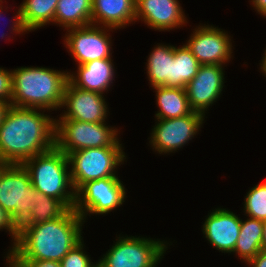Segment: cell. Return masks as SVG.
<instances>
[{
    "mask_svg": "<svg viewBox=\"0 0 266 267\" xmlns=\"http://www.w3.org/2000/svg\"><path fill=\"white\" fill-rule=\"evenodd\" d=\"M39 110L11 105L7 111L0 125V158L7 164L22 165L55 146V119Z\"/></svg>",
    "mask_w": 266,
    "mask_h": 267,
    "instance_id": "1",
    "label": "cell"
},
{
    "mask_svg": "<svg viewBox=\"0 0 266 267\" xmlns=\"http://www.w3.org/2000/svg\"><path fill=\"white\" fill-rule=\"evenodd\" d=\"M83 222L85 220L72 208L59 218L37 225H21L17 241L8 253L12 260L60 262L83 239Z\"/></svg>",
    "mask_w": 266,
    "mask_h": 267,
    "instance_id": "2",
    "label": "cell"
},
{
    "mask_svg": "<svg viewBox=\"0 0 266 267\" xmlns=\"http://www.w3.org/2000/svg\"><path fill=\"white\" fill-rule=\"evenodd\" d=\"M69 72L45 67L12 70V99L15 107L57 110L62 107Z\"/></svg>",
    "mask_w": 266,
    "mask_h": 267,
    "instance_id": "3",
    "label": "cell"
},
{
    "mask_svg": "<svg viewBox=\"0 0 266 267\" xmlns=\"http://www.w3.org/2000/svg\"><path fill=\"white\" fill-rule=\"evenodd\" d=\"M22 165L28 171L36 191L62 201L69 209L74 208L76 191L68 171V158L64 152L54 146L29 158Z\"/></svg>",
    "mask_w": 266,
    "mask_h": 267,
    "instance_id": "4",
    "label": "cell"
},
{
    "mask_svg": "<svg viewBox=\"0 0 266 267\" xmlns=\"http://www.w3.org/2000/svg\"><path fill=\"white\" fill-rule=\"evenodd\" d=\"M67 158L71 181L77 191L88 181L118 177L115 169L124 162L126 156L118 141L114 146L74 151L67 154Z\"/></svg>",
    "mask_w": 266,
    "mask_h": 267,
    "instance_id": "5",
    "label": "cell"
},
{
    "mask_svg": "<svg viewBox=\"0 0 266 267\" xmlns=\"http://www.w3.org/2000/svg\"><path fill=\"white\" fill-rule=\"evenodd\" d=\"M36 190L21 164H7L0 172V206L19 228L35 208Z\"/></svg>",
    "mask_w": 266,
    "mask_h": 267,
    "instance_id": "6",
    "label": "cell"
},
{
    "mask_svg": "<svg viewBox=\"0 0 266 267\" xmlns=\"http://www.w3.org/2000/svg\"><path fill=\"white\" fill-rule=\"evenodd\" d=\"M118 129L105 122L91 123L55 118V146L66 155L86 148L114 146Z\"/></svg>",
    "mask_w": 266,
    "mask_h": 267,
    "instance_id": "7",
    "label": "cell"
},
{
    "mask_svg": "<svg viewBox=\"0 0 266 267\" xmlns=\"http://www.w3.org/2000/svg\"><path fill=\"white\" fill-rule=\"evenodd\" d=\"M167 241L146 237L120 236L98 261V267H157L163 258Z\"/></svg>",
    "mask_w": 266,
    "mask_h": 267,
    "instance_id": "8",
    "label": "cell"
},
{
    "mask_svg": "<svg viewBox=\"0 0 266 267\" xmlns=\"http://www.w3.org/2000/svg\"><path fill=\"white\" fill-rule=\"evenodd\" d=\"M118 177L88 181L76 191L74 209L86 219L88 213L108 214L123 205L126 191Z\"/></svg>",
    "mask_w": 266,
    "mask_h": 267,
    "instance_id": "9",
    "label": "cell"
},
{
    "mask_svg": "<svg viewBox=\"0 0 266 267\" xmlns=\"http://www.w3.org/2000/svg\"><path fill=\"white\" fill-rule=\"evenodd\" d=\"M204 117V114L193 111L183 117L157 119L149 143L159 154L175 152L199 132L204 123Z\"/></svg>",
    "mask_w": 266,
    "mask_h": 267,
    "instance_id": "10",
    "label": "cell"
},
{
    "mask_svg": "<svg viewBox=\"0 0 266 267\" xmlns=\"http://www.w3.org/2000/svg\"><path fill=\"white\" fill-rule=\"evenodd\" d=\"M110 29L113 30L110 27H100L93 24L69 28L66 29L68 33L65 34L64 44L78 65L96 59L111 58L112 42L110 34L107 33Z\"/></svg>",
    "mask_w": 266,
    "mask_h": 267,
    "instance_id": "11",
    "label": "cell"
},
{
    "mask_svg": "<svg viewBox=\"0 0 266 267\" xmlns=\"http://www.w3.org/2000/svg\"><path fill=\"white\" fill-rule=\"evenodd\" d=\"M218 27L202 25L194 29L185 43L201 65L224 66L232 56V42L228 33Z\"/></svg>",
    "mask_w": 266,
    "mask_h": 267,
    "instance_id": "12",
    "label": "cell"
},
{
    "mask_svg": "<svg viewBox=\"0 0 266 267\" xmlns=\"http://www.w3.org/2000/svg\"><path fill=\"white\" fill-rule=\"evenodd\" d=\"M107 106L104 95L81 90L68 81L62 103V108L66 107L67 111L64 110L59 119H73L91 123L106 122Z\"/></svg>",
    "mask_w": 266,
    "mask_h": 267,
    "instance_id": "13",
    "label": "cell"
},
{
    "mask_svg": "<svg viewBox=\"0 0 266 267\" xmlns=\"http://www.w3.org/2000/svg\"><path fill=\"white\" fill-rule=\"evenodd\" d=\"M223 70L221 65H200L197 74L185 88L193 111L205 115L209 106L217 101L224 87Z\"/></svg>",
    "mask_w": 266,
    "mask_h": 267,
    "instance_id": "14",
    "label": "cell"
},
{
    "mask_svg": "<svg viewBox=\"0 0 266 267\" xmlns=\"http://www.w3.org/2000/svg\"><path fill=\"white\" fill-rule=\"evenodd\" d=\"M140 19L159 31H170L187 22L178 0H136L135 22Z\"/></svg>",
    "mask_w": 266,
    "mask_h": 267,
    "instance_id": "15",
    "label": "cell"
},
{
    "mask_svg": "<svg viewBox=\"0 0 266 267\" xmlns=\"http://www.w3.org/2000/svg\"><path fill=\"white\" fill-rule=\"evenodd\" d=\"M241 221L233 212L217 208L208 214L202 232L214 248L222 253H231L240 233Z\"/></svg>",
    "mask_w": 266,
    "mask_h": 267,
    "instance_id": "16",
    "label": "cell"
},
{
    "mask_svg": "<svg viewBox=\"0 0 266 267\" xmlns=\"http://www.w3.org/2000/svg\"><path fill=\"white\" fill-rule=\"evenodd\" d=\"M114 64L111 58L96 59L85 64L78 65L77 73H70L68 81L75 87L104 94L110 88L114 80Z\"/></svg>",
    "mask_w": 266,
    "mask_h": 267,
    "instance_id": "17",
    "label": "cell"
},
{
    "mask_svg": "<svg viewBox=\"0 0 266 267\" xmlns=\"http://www.w3.org/2000/svg\"><path fill=\"white\" fill-rule=\"evenodd\" d=\"M59 0H23L10 29L15 33L34 31L50 22L54 23Z\"/></svg>",
    "mask_w": 266,
    "mask_h": 267,
    "instance_id": "18",
    "label": "cell"
},
{
    "mask_svg": "<svg viewBox=\"0 0 266 267\" xmlns=\"http://www.w3.org/2000/svg\"><path fill=\"white\" fill-rule=\"evenodd\" d=\"M136 0H93L91 24L113 29L135 22Z\"/></svg>",
    "mask_w": 266,
    "mask_h": 267,
    "instance_id": "19",
    "label": "cell"
},
{
    "mask_svg": "<svg viewBox=\"0 0 266 267\" xmlns=\"http://www.w3.org/2000/svg\"><path fill=\"white\" fill-rule=\"evenodd\" d=\"M153 89H155L156 104L159 107L155 114L156 119H173L193 112L186 89L164 86H156Z\"/></svg>",
    "mask_w": 266,
    "mask_h": 267,
    "instance_id": "20",
    "label": "cell"
},
{
    "mask_svg": "<svg viewBox=\"0 0 266 267\" xmlns=\"http://www.w3.org/2000/svg\"><path fill=\"white\" fill-rule=\"evenodd\" d=\"M174 46L158 44L147 60V76L151 87H172V60Z\"/></svg>",
    "mask_w": 266,
    "mask_h": 267,
    "instance_id": "21",
    "label": "cell"
},
{
    "mask_svg": "<svg viewBox=\"0 0 266 267\" xmlns=\"http://www.w3.org/2000/svg\"><path fill=\"white\" fill-rule=\"evenodd\" d=\"M93 0H59L54 24L69 29L91 24Z\"/></svg>",
    "mask_w": 266,
    "mask_h": 267,
    "instance_id": "22",
    "label": "cell"
},
{
    "mask_svg": "<svg viewBox=\"0 0 266 267\" xmlns=\"http://www.w3.org/2000/svg\"><path fill=\"white\" fill-rule=\"evenodd\" d=\"M263 221L247 218L241 221L240 233L232 253L248 263L262 249Z\"/></svg>",
    "mask_w": 266,
    "mask_h": 267,
    "instance_id": "23",
    "label": "cell"
},
{
    "mask_svg": "<svg viewBox=\"0 0 266 267\" xmlns=\"http://www.w3.org/2000/svg\"><path fill=\"white\" fill-rule=\"evenodd\" d=\"M200 63L186 45L174 46V59L172 60V87L185 89L187 84L197 74Z\"/></svg>",
    "mask_w": 266,
    "mask_h": 267,
    "instance_id": "24",
    "label": "cell"
},
{
    "mask_svg": "<svg viewBox=\"0 0 266 267\" xmlns=\"http://www.w3.org/2000/svg\"><path fill=\"white\" fill-rule=\"evenodd\" d=\"M35 208L30 209V217L22 225H37L63 216L69 208L60 200L36 191Z\"/></svg>",
    "mask_w": 266,
    "mask_h": 267,
    "instance_id": "25",
    "label": "cell"
},
{
    "mask_svg": "<svg viewBox=\"0 0 266 267\" xmlns=\"http://www.w3.org/2000/svg\"><path fill=\"white\" fill-rule=\"evenodd\" d=\"M246 216L260 221H266V182H261L252 187L244 200Z\"/></svg>",
    "mask_w": 266,
    "mask_h": 267,
    "instance_id": "26",
    "label": "cell"
},
{
    "mask_svg": "<svg viewBox=\"0 0 266 267\" xmlns=\"http://www.w3.org/2000/svg\"><path fill=\"white\" fill-rule=\"evenodd\" d=\"M84 246L82 239L62 258L60 261L61 267H98V261L95 263L91 261L83 250Z\"/></svg>",
    "mask_w": 266,
    "mask_h": 267,
    "instance_id": "27",
    "label": "cell"
},
{
    "mask_svg": "<svg viewBox=\"0 0 266 267\" xmlns=\"http://www.w3.org/2000/svg\"><path fill=\"white\" fill-rule=\"evenodd\" d=\"M12 99V71L0 67V101L11 104Z\"/></svg>",
    "mask_w": 266,
    "mask_h": 267,
    "instance_id": "28",
    "label": "cell"
},
{
    "mask_svg": "<svg viewBox=\"0 0 266 267\" xmlns=\"http://www.w3.org/2000/svg\"><path fill=\"white\" fill-rule=\"evenodd\" d=\"M1 229H6L12 237V240L14 239L13 247L17 241L18 227L12 221L11 216L0 206V230Z\"/></svg>",
    "mask_w": 266,
    "mask_h": 267,
    "instance_id": "29",
    "label": "cell"
},
{
    "mask_svg": "<svg viewBox=\"0 0 266 267\" xmlns=\"http://www.w3.org/2000/svg\"><path fill=\"white\" fill-rule=\"evenodd\" d=\"M13 267H61L60 262L52 260H12Z\"/></svg>",
    "mask_w": 266,
    "mask_h": 267,
    "instance_id": "30",
    "label": "cell"
},
{
    "mask_svg": "<svg viewBox=\"0 0 266 267\" xmlns=\"http://www.w3.org/2000/svg\"><path fill=\"white\" fill-rule=\"evenodd\" d=\"M247 264L251 267H266V249H261Z\"/></svg>",
    "mask_w": 266,
    "mask_h": 267,
    "instance_id": "31",
    "label": "cell"
},
{
    "mask_svg": "<svg viewBox=\"0 0 266 267\" xmlns=\"http://www.w3.org/2000/svg\"><path fill=\"white\" fill-rule=\"evenodd\" d=\"M250 2L260 15L266 16V0H252Z\"/></svg>",
    "mask_w": 266,
    "mask_h": 267,
    "instance_id": "32",
    "label": "cell"
},
{
    "mask_svg": "<svg viewBox=\"0 0 266 267\" xmlns=\"http://www.w3.org/2000/svg\"><path fill=\"white\" fill-rule=\"evenodd\" d=\"M11 104L8 102L0 101V125L3 122V119L5 118V115L7 111L9 110Z\"/></svg>",
    "mask_w": 266,
    "mask_h": 267,
    "instance_id": "33",
    "label": "cell"
},
{
    "mask_svg": "<svg viewBox=\"0 0 266 267\" xmlns=\"http://www.w3.org/2000/svg\"><path fill=\"white\" fill-rule=\"evenodd\" d=\"M265 56L262 57V63H260L261 65V71L262 73H264V75L266 76V50H265V53H264Z\"/></svg>",
    "mask_w": 266,
    "mask_h": 267,
    "instance_id": "34",
    "label": "cell"
},
{
    "mask_svg": "<svg viewBox=\"0 0 266 267\" xmlns=\"http://www.w3.org/2000/svg\"><path fill=\"white\" fill-rule=\"evenodd\" d=\"M262 249H266V221H264V224H263Z\"/></svg>",
    "mask_w": 266,
    "mask_h": 267,
    "instance_id": "35",
    "label": "cell"
},
{
    "mask_svg": "<svg viewBox=\"0 0 266 267\" xmlns=\"http://www.w3.org/2000/svg\"><path fill=\"white\" fill-rule=\"evenodd\" d=\"M6 261H7V264H9V267H13L12 266V259H11V256L9 253H7V256H6Z\"/></svg>",
    "mask_w": 266,
    "mask_h": 267,
    "instance_id": "36",
    "label": "cell"
},
{
    "mask_svg": "<svg viewBox=\"0 0 266 267\" xmlns=\"http://www.w3.org/2000/svg\"><path fill=\"white\" fill-rule=\"evenodd\" d=\"M7 165V163L0 158V172L4 169V167Z\"/></svg>",
    "mask_w": 266,
    "mask_h": 267,
    "instance_id": "37",
    "label": "cell"
},
{
    "mask_svg": "<svg viewBox=\"0 0 266 267\" xmlns=\"http://www.w3.org/2000/svg\"><path fill=\"white\" fill-rule=\"evenodd\" d=\"M3 3V1H0V17H2V10H3V5H1ZM4 33L1 35L2 38H4Z\"/></svg>",
    "mask_w": 266,
    "mask_h": 267,
    "instance_id": "38",
    "label": "cell"
}]
</instances>
